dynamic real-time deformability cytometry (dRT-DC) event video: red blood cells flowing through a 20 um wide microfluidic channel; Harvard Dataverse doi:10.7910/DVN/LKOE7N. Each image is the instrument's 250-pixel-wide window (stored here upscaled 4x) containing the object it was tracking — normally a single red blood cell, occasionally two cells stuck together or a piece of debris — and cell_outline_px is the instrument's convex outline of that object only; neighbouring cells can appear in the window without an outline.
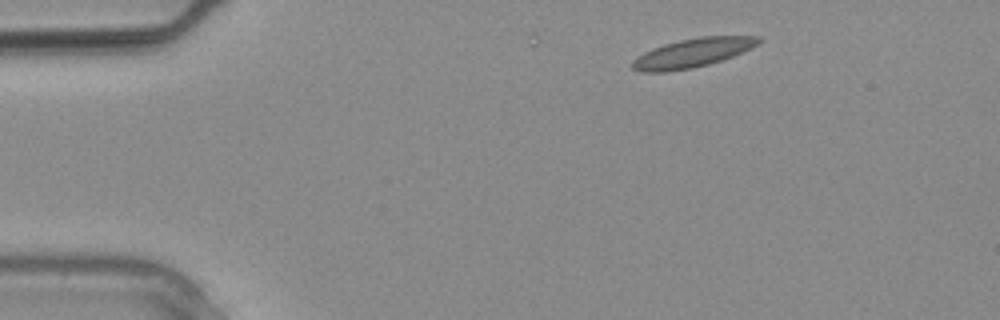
{"species": "common noctule bat (a hibernating species)", "species_latin": "Nyctalus noctula", "temperature_condition": "warm", "stored_images_in_passage": 3, "camera_frame_rate_fps": 3000, "um_per_image_px": 0.085, "animal": {"sex": "male", "body_mass_g": 20.4}, "frame": {"image": 1, "passage_image": 1, "time_ms": 0.0, "image_size_px": [1000, 320], "cell_outline_px": [[764, 40], [760, 44], [752, 48], [732, 56], [708, 64], [692, 68], [664, 72], [640, 72], [632, 68], [632, 60], [644, 52], [652, 48], [664, 44], [680, 40], [700, 36], [764, 36]], "centroid_in_image_um": [58.91, 4.48], "position_along_channel_um": 26.1, "area_um2": 21.39}}